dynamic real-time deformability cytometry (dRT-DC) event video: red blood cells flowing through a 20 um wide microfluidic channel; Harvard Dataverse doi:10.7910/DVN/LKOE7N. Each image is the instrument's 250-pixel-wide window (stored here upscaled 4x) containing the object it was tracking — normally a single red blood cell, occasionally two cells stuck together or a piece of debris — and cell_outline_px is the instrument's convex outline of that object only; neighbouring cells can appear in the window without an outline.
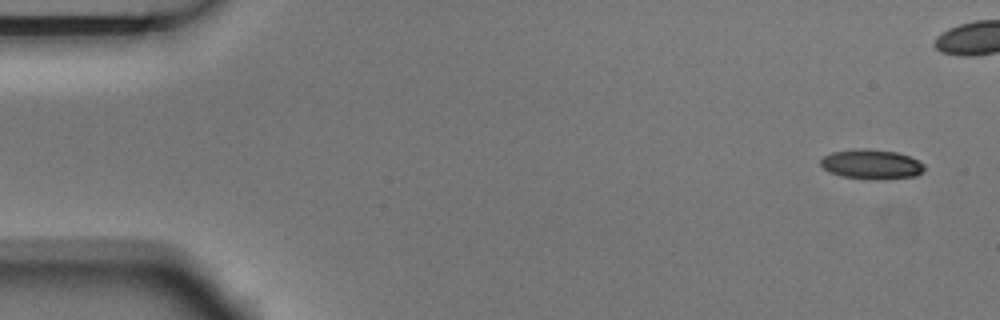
{"species": "Egyptian fruit bat (a non-hibernating species)", "species_latin": "Rousettus aegyptiacus", "temperature_condition": "room temperature", "stored_images_in_passage": 9, "camera_frame_rate_fps": 3000, "um_per_image_px": 0.085, "animal": {"sex": "male"}, "frame": {"image": 1, "passage_image": 1, "time_ms": 0.0, "image_size_px": [1000, 320], "cell_outline_px": [[924, 172], [916, 176], [876, 180], [872, 180], [840, 176], [828, 172], [820, 164], [820, 160], [824, 156], [832, 152], [864, 148], [868, 148], [896, 152], [908, 156], [924, 164]], "centroid_in_image_um": [74.07, 13.97], "position_along_channel_um": 10.9, "area_um2": 18.03}}
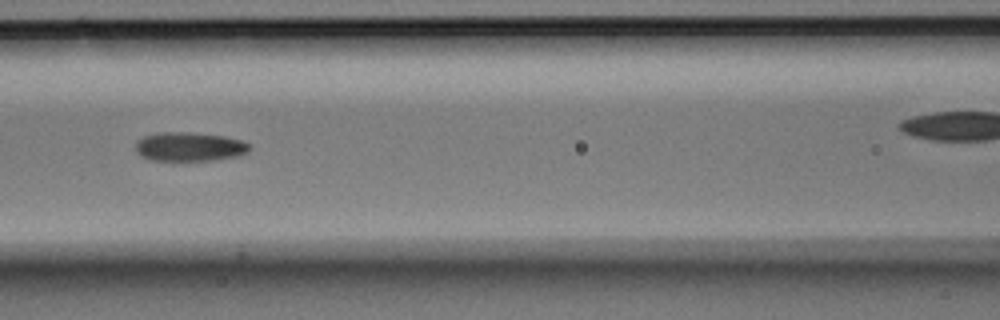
{"frame": {"image": 2, "passage_image": 7, "time_ms": 2.0, "image_size_px": [1000, 320], "cell_outline_px": [[252, 148], [248, 152], [240, 156], [212, 160], [152, 160], [140, 156], [136, 152], [136, 144], [144, 136], [160, 132], [184, 132], [224, 136], [244, 140]], "centroid_in_image_um": [16.15, 12.47], "position_along_channel_um": 150.5, "area_um2": 19.25}}
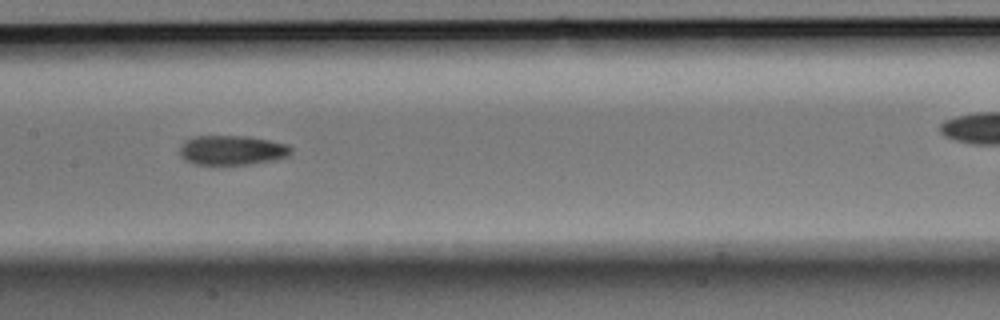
{"frame": {"image": 3, "passage_image": 8, "time_ms": 2.333, "image_size_px": [1000, 320], "cell_outline_px": [[292, 152], [288, 156], [272, 160], [248, 164], [192, 164], [184, 160], [180, 156], [180, 148], [188, 140], [196, 136], [248, 136], [288, 144], [292, 148]], "centroid_in_image_um": [19.74, 12.77], "position_along_channel_um": 187.7, "area_um2": 19.02}}